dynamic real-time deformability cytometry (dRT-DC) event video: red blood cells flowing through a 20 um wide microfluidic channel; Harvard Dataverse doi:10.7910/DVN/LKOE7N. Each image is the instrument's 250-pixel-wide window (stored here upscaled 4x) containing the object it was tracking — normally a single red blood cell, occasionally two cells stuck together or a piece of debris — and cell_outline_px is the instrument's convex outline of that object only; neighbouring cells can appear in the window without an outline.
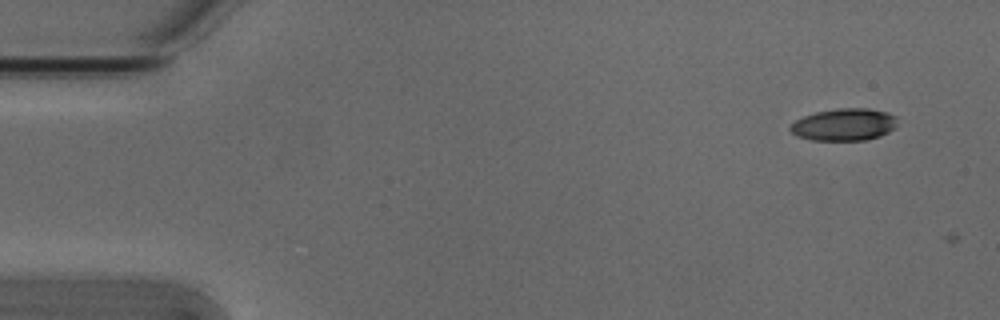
{"species": "Egyptian fruit bat (a non-hibernating species)", "species_latin": "Rousettus aegyptiacus", "temperature_condition": "cold", "stored_images_in_passage": 3, "camera_frame_rate_fps": 3000, "um_per_image_px": 0.085, "animal": {"sex": "male"}, "frame": {"image": 1, "passage_image": 1, "time_ms": 0.0, "image_size_px": [1000, 320], "cell_outline_px": [[896, 124], [888, 132], [880, 136], [864, 140], [812, 140], [796, 136], [788, 128], [796, 120], [804, 116], [816, 112], [836, 108], [868, 108], [884, 112], [896, 116]], "centroid_in_image_um": [71.72, 10.59], "position_along_channel_um": 13.3, "area_um2": 19.94}}